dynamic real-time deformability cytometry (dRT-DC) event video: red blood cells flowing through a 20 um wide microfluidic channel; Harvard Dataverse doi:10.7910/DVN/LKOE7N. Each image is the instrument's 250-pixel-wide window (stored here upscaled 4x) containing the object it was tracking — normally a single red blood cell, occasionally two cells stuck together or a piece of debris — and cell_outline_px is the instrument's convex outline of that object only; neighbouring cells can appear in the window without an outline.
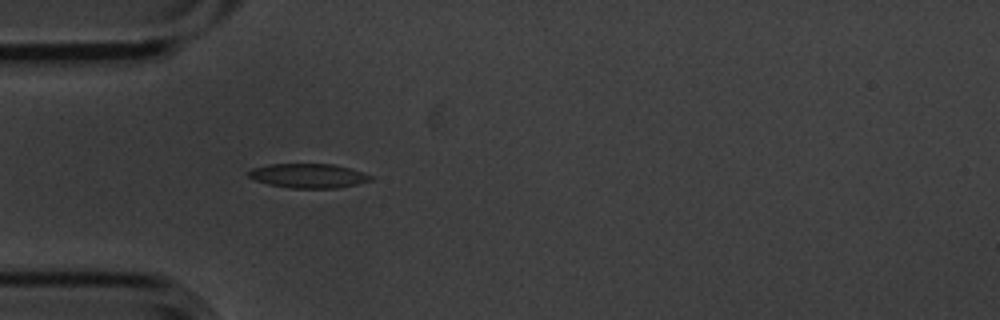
{"species": "common noctule bat (a hibernating species)", "species_latin": "Nyctalus noctula", "temperature_condition": "cold", "stored_images_in_passage": 1, "camera_frame_rate_fps": 3000, "um_per_image_px": 0.085, "animal": {"sex": "male", "body_mass_g": 20.1, "forearm_length_mm": 53.5}, "frame": {"image": 1, "passage_image": 1, "time_ms": 0.0, "image_size_px": [1000, 320], "cell_outline_px": [[372, 180], [356, 184], [336, 188], [292, 188], [268, 184], [256, 180], [248, 176], [244, 172], [252, 168], [268, 164], [332, 164], [348, 168], [372, 176]], "centroid_in_image_um": [26.14, 14.94], "position_along_channel_um": 58.9, "area_um2": 17.17}}